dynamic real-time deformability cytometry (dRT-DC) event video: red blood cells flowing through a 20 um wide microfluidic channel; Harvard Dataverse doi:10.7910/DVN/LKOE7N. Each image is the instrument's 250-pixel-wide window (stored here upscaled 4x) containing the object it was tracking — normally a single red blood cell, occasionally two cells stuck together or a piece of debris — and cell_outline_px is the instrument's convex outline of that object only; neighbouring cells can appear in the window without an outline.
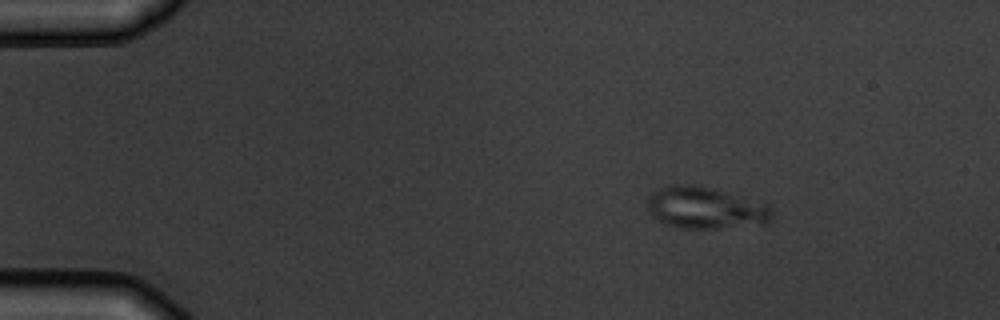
{"species": "common noctule bat (a hibernating species)", "species_latin": "Nyctalus noctula", "temperature_condition": "warm", "stored_images_in_passage": 3, "camera_frame_rate_fps": 3000, "um_per_image_px": 0.085, "animal": {"sex": "male", "body_mass_g": 19.5, "forearm_length_mm": 54.6}, "frame": {"image": 1, "passage_image": 1, "time_ms": 0.0, "image_size_px": [1000, 320], "cell_outline_px": [[772, 220], [768, 224], [716, 228], [680, 228], [668, 224], [652, 216], [648, 208], [648, 200], [652, 192], [668, 184], [692, 184], [764, 200], [772, 208]], "centroid_in_image_um": [60.06, 17.65], "position_along_channel_um": 24.9, "area_um2": 30.81}}